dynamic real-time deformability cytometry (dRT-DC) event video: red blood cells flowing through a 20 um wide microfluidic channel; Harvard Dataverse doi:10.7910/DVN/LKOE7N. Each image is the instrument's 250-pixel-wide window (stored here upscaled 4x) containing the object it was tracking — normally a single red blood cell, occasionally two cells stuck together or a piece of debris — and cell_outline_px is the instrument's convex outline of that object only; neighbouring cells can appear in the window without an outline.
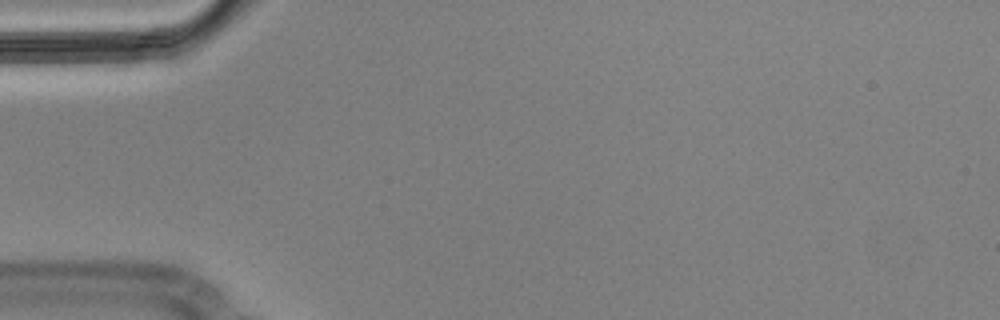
{"species": "Egyptian fruit bat (a non-hibernating species)", "species_latin": "Rousettus aegyptiacus", "temperature_condition": "cold", "stored_images_in_passage": 3, "segment_of_instrument_passage": [1, 2], "camera_frame_rate_fps": 3000, "um_per_image_px": 0.085, "animal": {"sex": "male"}, "frame": {"image": 1, "passage_image": 1, "time_ms": 0.0, "image_size_px": [1000, 320], "cell_outline_px": [[124, 48], [116, 60], [52, 60], [44, 56], [36, 40], [124, 40]], "centroid_in_image_um": [6.93, 4.21], "position_along_channel_um": 78.1, "area_um2": 11.56}}